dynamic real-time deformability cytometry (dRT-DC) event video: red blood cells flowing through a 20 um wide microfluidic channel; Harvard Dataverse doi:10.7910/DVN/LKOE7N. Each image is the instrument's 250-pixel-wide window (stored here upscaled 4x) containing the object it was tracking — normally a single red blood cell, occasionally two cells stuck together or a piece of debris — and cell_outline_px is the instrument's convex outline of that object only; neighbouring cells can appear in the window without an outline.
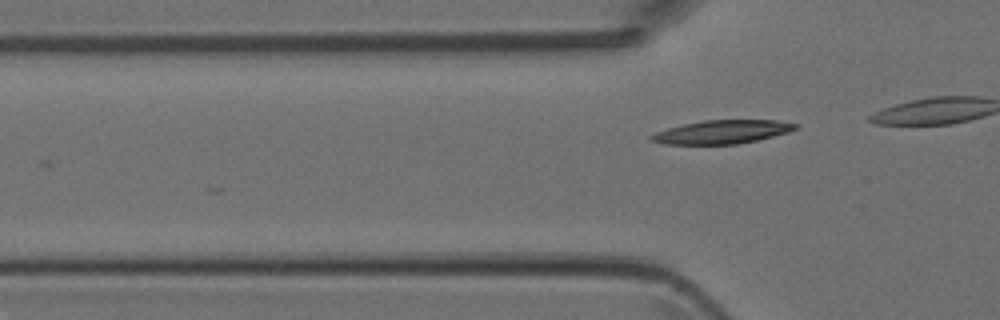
{"species": "Egyptian fruit bat (a non-hibernating species)", "species_latin": "Rousettus aegyptiacus", "temperature_condition": "room temperature", "stored_images_in_passage": 4, "camera_frame_rate_fps": 3000, "um_per_image_px": 0.085, "animal": {"sex": "female"}, "frame": {"image": 1, "passage_image": 4, "time_ms": 1.0, "image_size_px": [1000, 320], "cell_outline_px": [[800, 128], [788, 132], [756, 140], [736, 144], [664, 144], [652, 140], [648, 136], [656, 132], [668, 128], [684, 124], [704, 120], [776, 120], [800, 124]], "centroid_in_image_um": [61.41, 11.2], "position_along_channel_um": 64.4, "area_um2": 19.65}}